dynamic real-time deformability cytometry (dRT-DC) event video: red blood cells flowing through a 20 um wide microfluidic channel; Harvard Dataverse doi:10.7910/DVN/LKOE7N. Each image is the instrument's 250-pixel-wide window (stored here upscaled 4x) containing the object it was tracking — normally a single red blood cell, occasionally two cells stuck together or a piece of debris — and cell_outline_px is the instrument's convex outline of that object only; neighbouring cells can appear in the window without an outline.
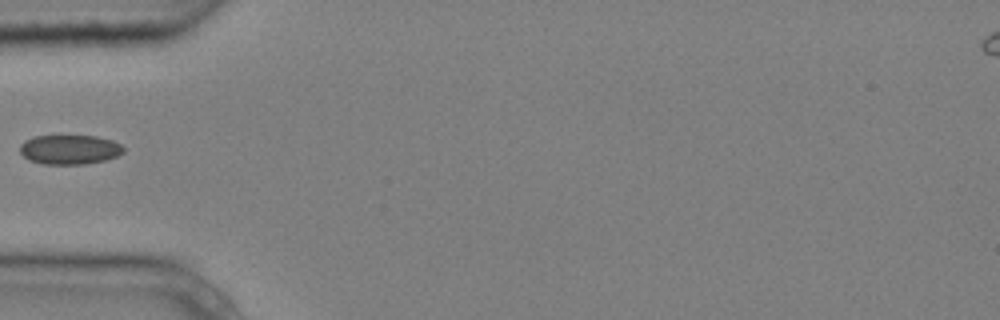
{"species": "common noctule bat (a hibernating species)", "species_latin": "Nyctalus noctula", "temperature_condition": "cold", "stored_images_in_passage": 2, "camera_frame_rate_fps": 3000, "um_per_image_px": 0.085, "animal": {"sex": "male", "body_mass_g": 20.4}, "frame": {"image": 1, "passage_image": 2, "time_ms": 0.333, "image_size_px": [1000, 320], "cell_outline_px": [[124, 152], [116, 156], [104, 160], [84, 164], [44, 164], [28, 160], [20, 152], [20, 144], [24, 140], [32, 136], [96, 136], [112, 140], [120, 144], [124, 148]], "centroid_in_image_um": [5.89, 12.71], "position_along_channel_um": 79.1, "area_um2": 17.8}}